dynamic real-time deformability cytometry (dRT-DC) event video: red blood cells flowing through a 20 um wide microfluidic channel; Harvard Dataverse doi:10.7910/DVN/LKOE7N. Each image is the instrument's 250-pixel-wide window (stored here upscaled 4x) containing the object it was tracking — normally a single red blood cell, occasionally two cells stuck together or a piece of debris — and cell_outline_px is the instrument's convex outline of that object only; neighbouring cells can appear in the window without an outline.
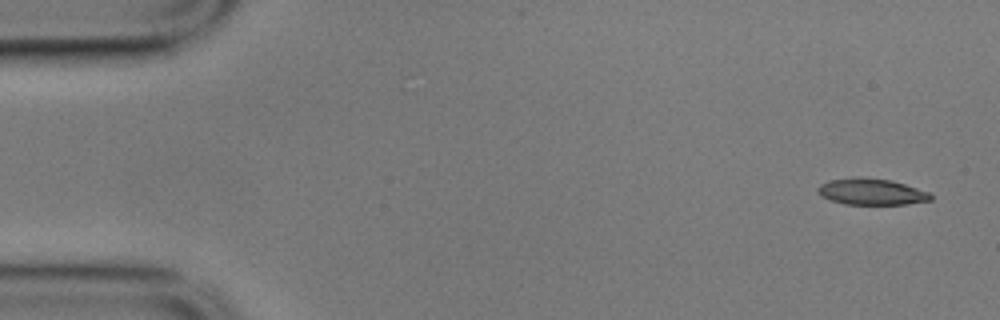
{"species": "common noctule bat (a hibernating species)", "species_latin": "Nyctalus noctula", "temperature_condition": "cold", "stored_images_in_passage": 55, "camera_frame_rate_fps": 3000, "um_per_image_px": 0.085, "animal": {"sex": "male", "body_mass_g": 17.9}, "frame": {"image": 1, "passage_image": 1, "time_ms": 0.0, "image_size_px": [1000, 320], "cell_outline_px": [[932, 200], [908, 204], [844, 204], [820, 196], [816, 192], [816, 188], [820, 184], [828, 180], [852, 176], [860, 176], [892, 180], [928, 192], [932, 196]], "centroid_in_image_um": [74.01, 16.28], "position_along_channel_um": 11.0, "area_um2": 17.57}}
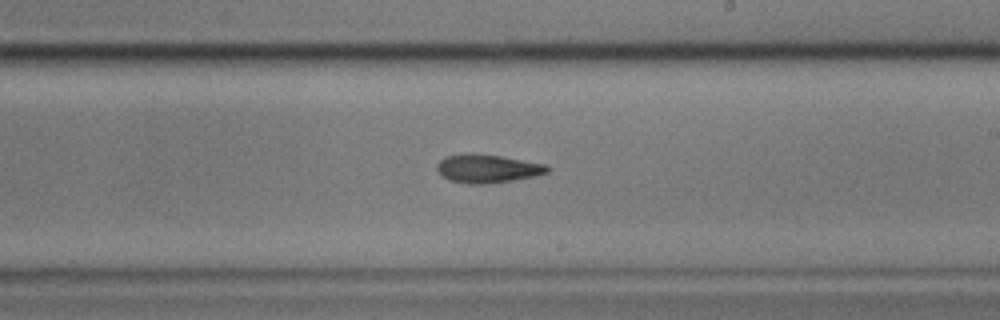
{"frame": {"image": 2, "passage_image": 31, "time_ms": 10.0, "image_size_px": [1000, 320], "cell_outline_px": [[552, 168], [548, 172], [536, 176], [512, 180], [484, 184], [468, 184], [448, 180], [436, 168], [436, 164], [444, 156], [464, 152], [476, 152], [500, 156], [544, 164]], "centroid_in_image_um": [41.4, 14.31], "position_along_channel_um": 247.6, "area_um2": 18.5}}
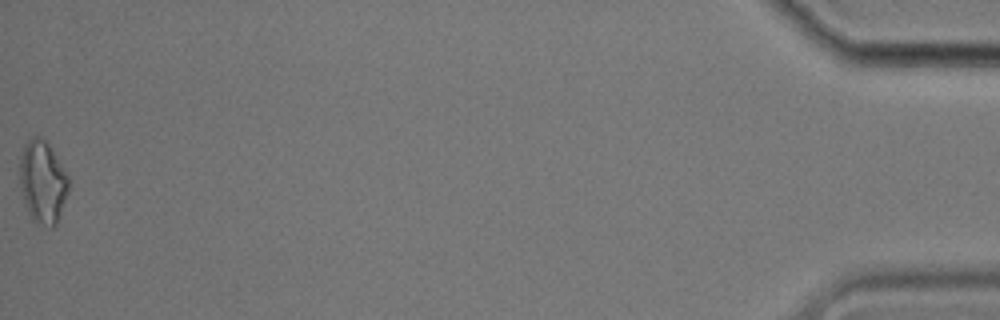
{"frame": {"image": 3, "passage_image": 55, "time_ms": 18.0, "image_size_px": [1000, 320], "cell_outline_px": [[68, 192], [56, 224], [52, 228], [48, 228], [32, 220], [28, 212], [20, 188], [20, 156], [24, 144], [32, 136], [40, 136], [48, 144], [68, 176]], "centroid_in_image_um": [3.61, 15.48], "position_along_channel_um": 431.6, "area_um2": 23.35}, "authors_computed_cell_mechanics": {"area_um2": 18.3804, "velocity_mm_per_s": 3.5206, "shape_relaxation_time_tau1_ms": 5.1316, "shape_relaxation_time_tau2_ms": 7.4102, "deformation_change_tau1": 0.1106, "deformation_change_tau2": 0.1805}}